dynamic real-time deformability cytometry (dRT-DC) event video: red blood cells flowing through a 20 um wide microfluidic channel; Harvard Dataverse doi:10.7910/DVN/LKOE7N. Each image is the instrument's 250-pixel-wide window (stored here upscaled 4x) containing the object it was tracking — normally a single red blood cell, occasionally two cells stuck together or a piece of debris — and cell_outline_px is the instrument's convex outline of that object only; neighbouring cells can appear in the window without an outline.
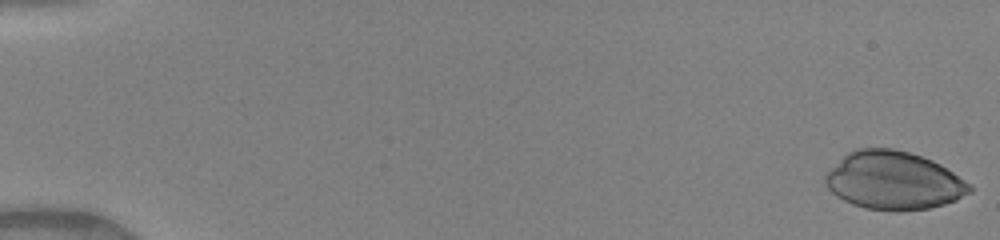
{"species": "human", "species_latin": "Homo sapiens", "temperature_condition": "warm", "stored_images_in_passage": 43, "camera_frame_rate_fps": 3000, "um_per_image_px": 0.085, "donor": {"sex": "female"}, "frame": {"image": 1, "passage_image": 1, "time_ms": 0.0, "image_size_px": [1000, 240], "cell_outline_px": [[972, 192], [956, 200], [944, 204], [928, 208], [904, 212], [896, 212], [864, 208], [852, 204], [836, 196], [824, 184], [824, 176], [848, 152], [860, 148], [892, 148], [908, 152], [932, 160], [940, 164], [972, 184]], "centroid_in_image_um": [75.98, 15.37], "position_along_channel_um": 9.0, "area_um2": 49.01}}
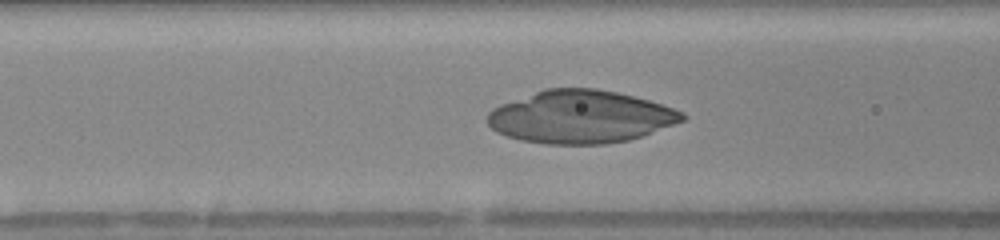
{"frame": {"image": 2, "passage_image": 21, "time_ms": 6.667, "image_size_px": [1000, 240], "cell_outline_px": [[688, 116], [684, 120], [644, 136], [628, 140], [604, 144], [544, 144], [520, 140], [496, 132], [488, 124], [488, 112], [492, 108], [500, 104], [544, 88], [596, 88], [616, 92], [648, 100], [684, 112]], "centroid_in_image_um": [49.33, 9.93], "position_along_channel_um": 117.3, "area_um2": 60.05}}
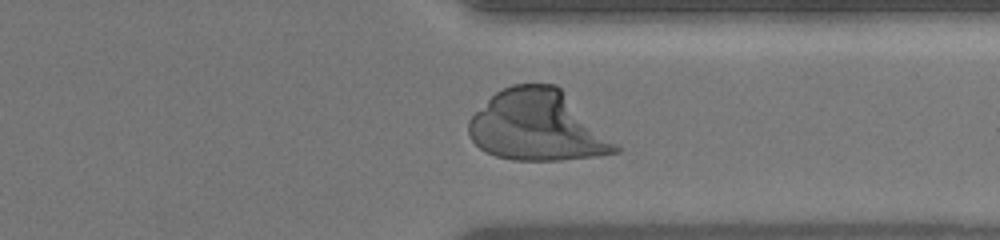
{"frame": {"image": 3, "passage_image": 39, "time_ms": 12.667, "image_size_px": [1000, 240], "cell_outline_px": [[620, 152], [596, 156], [560, 160], [512, 160], [496, 156], [480, 148], [472, 140], [468, 132], [468, 120], [496, 92], [512, 84], [556, 84], [620, 144]], "centroid_in_image_um": [45.73, 10.71], "position_along_channel_um": 365.7, "area_um2": 60.34}}